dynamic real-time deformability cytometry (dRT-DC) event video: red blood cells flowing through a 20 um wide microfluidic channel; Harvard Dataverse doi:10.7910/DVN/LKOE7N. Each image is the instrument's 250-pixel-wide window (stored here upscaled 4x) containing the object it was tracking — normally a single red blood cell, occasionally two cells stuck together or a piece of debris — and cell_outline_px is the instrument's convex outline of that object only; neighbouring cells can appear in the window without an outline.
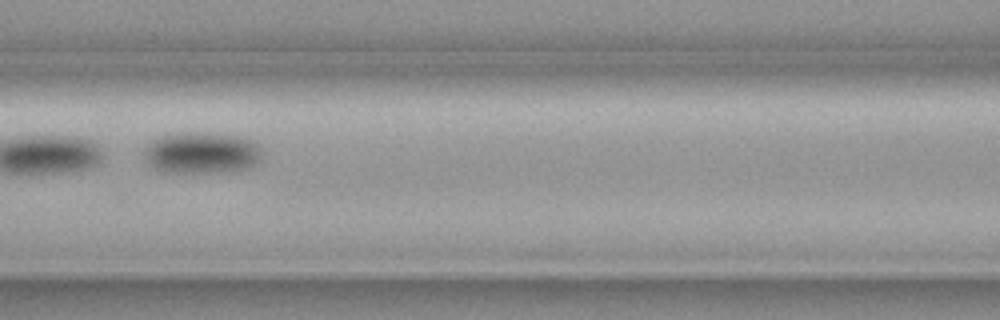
{"species": "common noctule bat (a hibernating species)", "species_latin": "Nyctalus noctula", "temperature_condition": "cold", "stored_images_in_passage": 7, "camera_frame_rate_fps": 3000, "um_per_image_px": 0.085, "animal": {"sex": "female", "body_mass_g": 19.3, "forearm_length_mm": 54.1}, "frame": {"image": 1, "passage_image": 3, "time_ms": 0.667, "image_size_px": [1000, 320], "cell_outline_px": [[260, 160], [248, 168], [208, 172], [168, 172], [156, 168], [148, 164], [144, 156], [144, 148], [152, 140], [168, 132], [216, 132], [240, 136], [252, 140], [260, 148]], "centroid_in_image_um": [17.1, 12.94], "position_along_channel_um": 149.5, "area_um2": 28.67}}
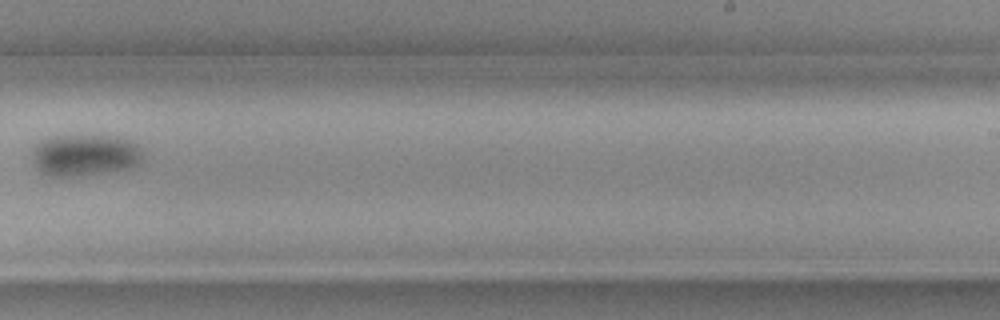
{"frame": {"image": 2, "passage_image": 6, "time_ms": 1.667, "image_size_px": [1000, 320], "cell_outline_px": [[144, 160], [128, 168], [72, 176], [48, 176], [40, 172], [36, 168], [32, 160], [32, 148], [40, 140], [52, 136], [100, 132], [104, 132], [128, 140], [136, 144], [140, 148]], "centroid_in_image_um": [7.17, 13.11], "position_along_channel_um": 281.8, "area_um2": 27.74}}